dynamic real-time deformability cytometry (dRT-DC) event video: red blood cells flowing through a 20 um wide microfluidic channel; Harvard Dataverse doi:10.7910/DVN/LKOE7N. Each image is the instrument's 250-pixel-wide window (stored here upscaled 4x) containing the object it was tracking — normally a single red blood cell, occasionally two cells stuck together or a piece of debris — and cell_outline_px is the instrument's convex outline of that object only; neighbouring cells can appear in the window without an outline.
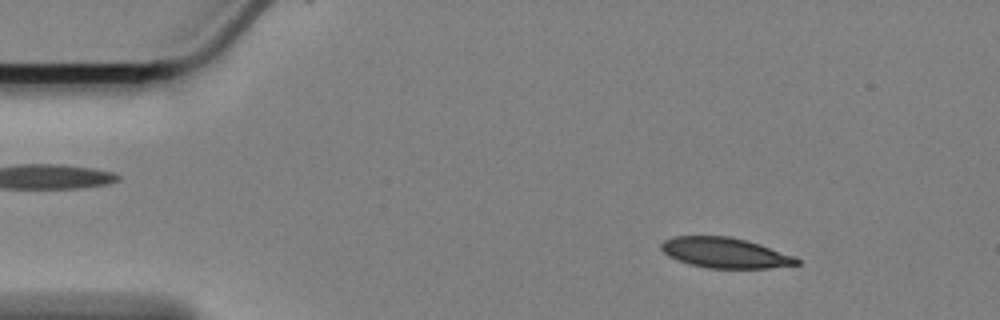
{"species": "Egyptian fruit bat (a non-hibernating species)", "species_latin": "Rousettus aegyptiacus", "temperature_condition": "cold", "stored_images_in_passage": 57, "camera_frame_rate_fps": 3000, "um_per_image_px": 0.085, "animal": {"sex": "female"}, "frame": {"image": 1, "passage_image": 7, "time_ms": 2.0, "image_size_px": [1000, 320], "cell_outline_px": [[800, 264], [768, 268], [708, 268], [688, 264], [676, 260], [668, 256], [660, 248], [660, 244], [664, 240], [672, 236], [728, 236], [760, 244], [796, 256], [800, 260]], "centroid_in_image_um": [61.62, 21.49], "position_along_channel_um": 23.4, "area_um2": 24.1}}
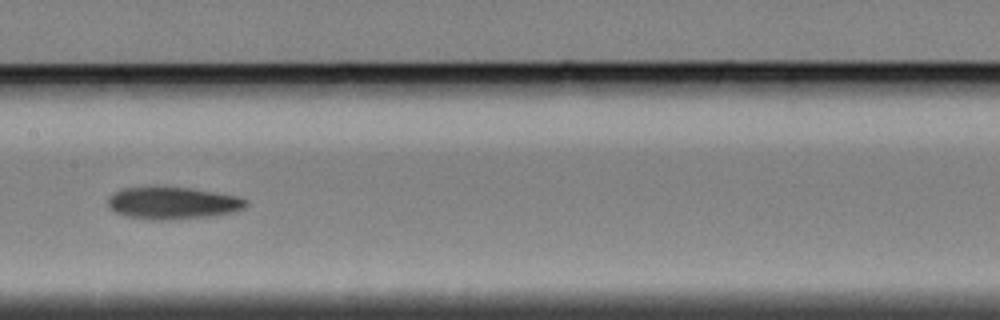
{"frame": {"image": 2, "passage_image": 28, "time_ms": 9.0, "image_size_px": [1000, 320], "cell_outline_px": [[248, 204], [244, 208], [232, 212], [212, 216], [164, 220], [152, 220], [120, 216], [112, 212], [108, 208], [108, 196], [124, 188], [152, 184], [164, 184], [192, 188], [236, 196], [248, 200]], "centroid_in_image_um": [14.59, 17.22], "position_along_channel_um": 192.8, "area_um2": 26.99}}
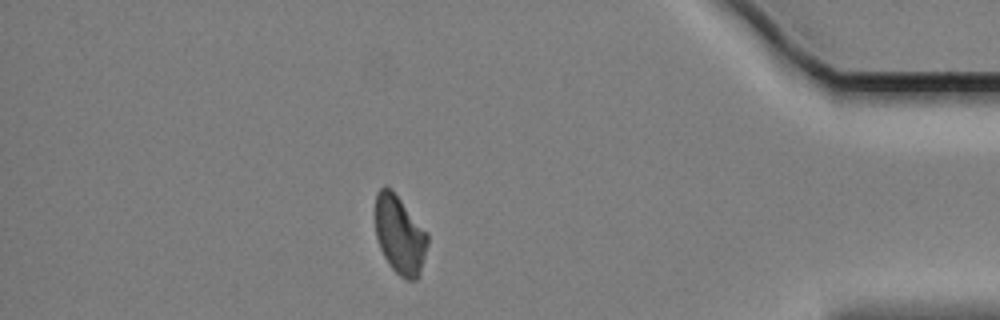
{"frame": {"image": 3, "passage_image": 50, "time_ms": 16.333, "image_size_px": [1000, 320], "cell_outline_px": [[428, 244], [420, 272], [416, 280], [404, 280], [388, 264], [380, 248], [376, 236], [376, 192], [384, 184], [392, 188], [428, 232]], "centroid_in_image_um": [33.99, 19.93], "position_along_channel_um": 401.2, "area_um2": 24.16}, "authors_computed_cell_mechanics": {"area_um2": 25.3742, "velocity_mm_per_s": 3.3815, "shape_relaxation_time_tau1_ms": 4.7928, "shape_relaxation_time_tau2_ms": null, "deformation_change_tau1": 0.1228, "deformation_change_tau2": null}}